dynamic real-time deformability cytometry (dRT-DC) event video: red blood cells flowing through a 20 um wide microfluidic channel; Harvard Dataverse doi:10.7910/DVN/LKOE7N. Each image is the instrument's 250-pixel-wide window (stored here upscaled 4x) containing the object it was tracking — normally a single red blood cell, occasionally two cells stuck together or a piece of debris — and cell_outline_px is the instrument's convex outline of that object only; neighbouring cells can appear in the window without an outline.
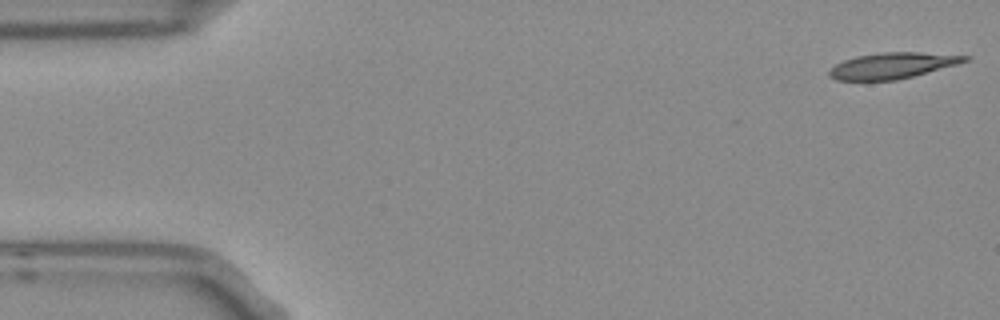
{"species": "Egyptian fruit bat (a non-hibernating species)", "species_latin": "Rousettus aegyptiacus", "temperature_condition": "room temperature", "stored_images_in_passage": 6, "segment_of_instrument_passage": [1, 2], "camera_frame_rate_fps": 3000, "um_per_image_px": 0.085, "frame": {"image": 1, "passage_image": 1, "time_ms": 0.0, "image_size_px": [1000, 320], "cell_outline_px": [[972, 60], [960, 64], [896, 80], [836, 80], [828, 76], [828, 68], [844, 60], [856, 56], [880, 52], [920, 52], [972, 56]], "centroid_in_image_um": [75.88, 5.57], "position_along_channel_um": 9.1, "area_um2": 20.75}}